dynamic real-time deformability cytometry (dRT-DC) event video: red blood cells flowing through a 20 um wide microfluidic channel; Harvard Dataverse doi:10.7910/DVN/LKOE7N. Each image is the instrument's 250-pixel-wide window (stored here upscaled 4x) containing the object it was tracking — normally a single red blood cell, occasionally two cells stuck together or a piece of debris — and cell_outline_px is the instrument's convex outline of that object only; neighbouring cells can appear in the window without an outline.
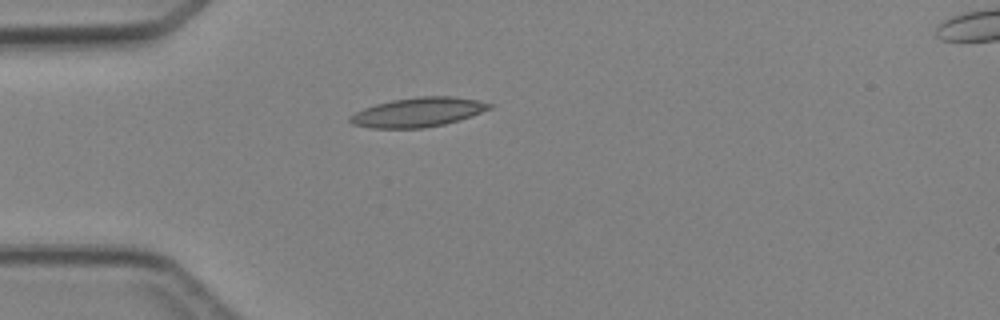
{"species": "Egyptian fruit bat (a non-hibernating species)", "species_latin": "Rousettus aegyptiacus", "temperature_condition": "cold", "stored_images_in_passage": 3, "camera_frame_rate_fps": 3000, "um_per_image_px": 0.085, "animal": {"sex": "female"}, "frame": {"image": 1, "passage_image": 2, "time_ms": 2.0, "image_size_px": [1000, 320], "cell_outline_px": [[496, 104], [492, 108], [472, 116], [460, 120], [444, 124], [424, 128], [368, 128], [352, 124], [348, 120], [348, 116], [364, 108], [376, 104], [392, 100], [420, 96], [452, 96], [480, 100]], "centroid_in_image_um": [35.57, 9.53], "position_along_channel_um": 49.4, "area_um2": 24.1}}